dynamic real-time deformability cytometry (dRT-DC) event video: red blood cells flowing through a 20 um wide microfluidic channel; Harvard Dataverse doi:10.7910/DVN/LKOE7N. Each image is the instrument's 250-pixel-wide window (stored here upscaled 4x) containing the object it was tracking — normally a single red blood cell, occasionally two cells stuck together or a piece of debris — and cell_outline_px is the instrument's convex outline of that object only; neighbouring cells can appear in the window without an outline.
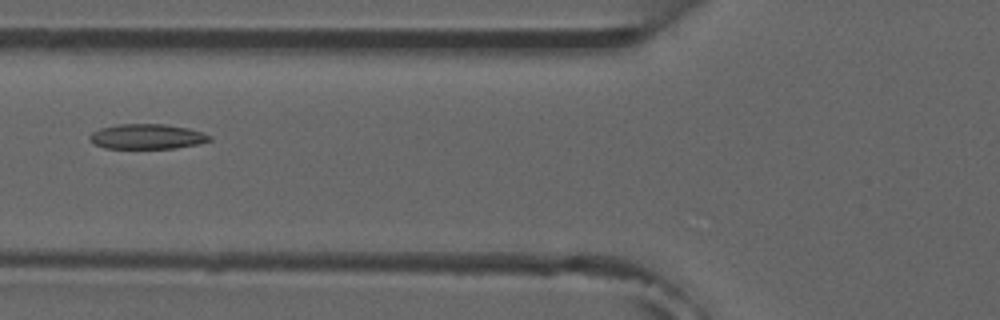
{"species": "common noctule bat (a hibernating species)", "species_latin": "Nyctalus noctula", "temperature_condition": "room temperature", "stored_images_in_passage": 7, "camera_frame_rate_fps": 3000, "um_per_image_px": 0.085, "animal": {"sex": "male", "forearm_length_mm": 52.5}, "frame": {"image": 1, "passage_image": 7, "time_ms": 7.667, "image_size_px": [1000, 320], "cell_outline_px": [[212, 140], [196, 144], [176, 148], [104, 148], [96, 144], [88, 136], [92, 132], [100, 128], [120, 124], [164, 124], [188, 128], [212, 136]], "centroid_in_image_um": [12.5, 11.6], "position_along_channel_um": 113.3, "area_um2": 17.28}}